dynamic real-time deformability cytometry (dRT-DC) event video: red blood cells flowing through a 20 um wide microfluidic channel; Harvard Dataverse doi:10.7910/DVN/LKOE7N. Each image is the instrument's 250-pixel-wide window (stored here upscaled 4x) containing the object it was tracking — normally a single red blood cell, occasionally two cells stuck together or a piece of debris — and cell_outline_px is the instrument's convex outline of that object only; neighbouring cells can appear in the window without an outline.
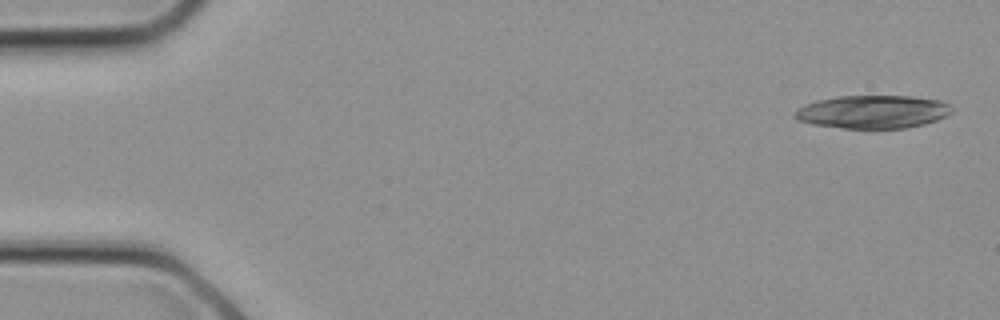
{"species": "common noctule bat (a hibernating species)", "species_latin": "Nyctalus noctula", "temperature_condition": "cold", "stored_images_in_passage": 9, "camera_frame_rate_fps": 3000, "um_per_image_px": 0.085, "animal": {"sex": "female", "body_mass_g": 21.9}, "frame": {"image": 1, "passage_image": 1, "time_ms": 0.0, "image_size_px": [1000, 320], "cell_outline_px": [[952, 112], [948, 116], [924, 124], [908, 128], [844, 128], [812, 124], [800, 120], [792, 116], [792, 112], [796, 108], [804, 104], [816, 100], [836, 96], [912, 96], [940, 100], [948, 104], [952, 108]], "centroid_in_image_um": [74.17, 9.5], "position_along_channel_um": 10.8, "area_um2": 30.58}}
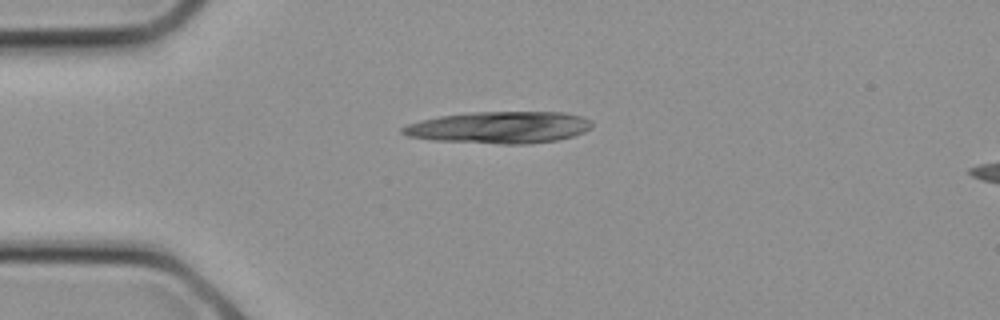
{"frame": {"image": 2, "passage_image": 6, "time_ms": 1.667, "image_size_px": [1000, 320], "cell_outline_px": [[592, 128], [584, 132], [572, 136], [556, 140], [528, 144], [500, 144], [432, 140], [408, 136], [400, 132], [400, 128], [408, 124], [420, 120], [440, 116], [476, 112], [564, 112], [580, 116], [592, 120]], "centroid_in_image_um": [42.45, 10.83], "position_along_channel_um": 42.5, "area_um2": 35.2}}